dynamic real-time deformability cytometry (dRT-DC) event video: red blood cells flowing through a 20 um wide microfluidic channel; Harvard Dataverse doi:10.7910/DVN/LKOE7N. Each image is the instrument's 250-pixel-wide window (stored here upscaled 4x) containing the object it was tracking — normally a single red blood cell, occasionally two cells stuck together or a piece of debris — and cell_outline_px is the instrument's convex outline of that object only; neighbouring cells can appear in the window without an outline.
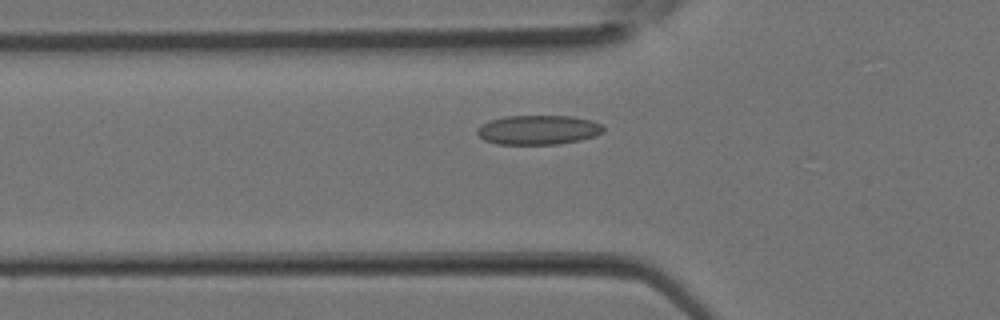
{"species": "Egyptian fruit bat (a non-hibernating species)", "species_latin": "Rousettus aegyptiacus", "temperature_condition": "room temperature", "stored_images_in_passage": 29, "camera_frame_rate_fps": 3000, "um_per_image_px": 0.085, "animal": {"sex": "female"}, "frame": {"image": 1, "passage_image": 8, "time_ms": 2.333, "image_size_px": [1000, 320], "cell_outline_px": [[604, 132], [596, 136], [580, 140], [556, 144], [500, 144], [484, 140], [476, 132], [476, 128], [488, 120], [504, 116], [572, 116], [592, 120], [600, 124], [604, 128]], "centroid_in_image_um": [45.75, 11.03], "position_along_channel_um": 80.1, "area_um2": 21.73}}
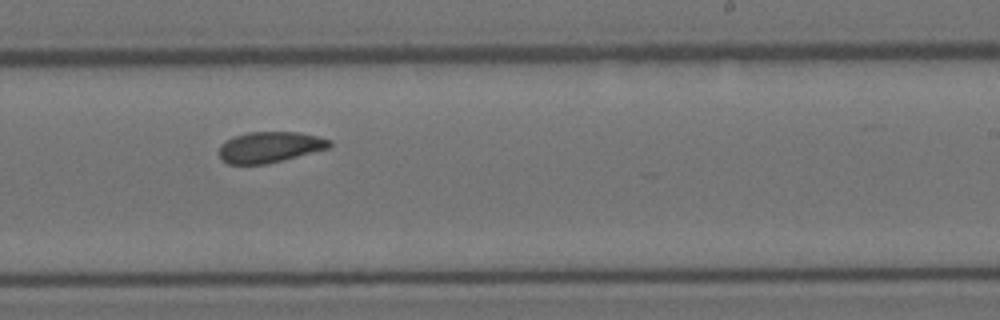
{"frame": {"image": 2, "passage_image": 17, "time_ms": 5.333, "image_size_px": [1000, 320], "cell_outline_px": [[332, 144], [328, 148], [264, 164], [228, 164], [220, 160], [220, 144], [236, 136], [248, 132], [300, 132], [332, 140]], "centroid_in_image_um": [22.91, 12.5], "position_along_channel_um": 266.1, "area_um2": 19.54}}
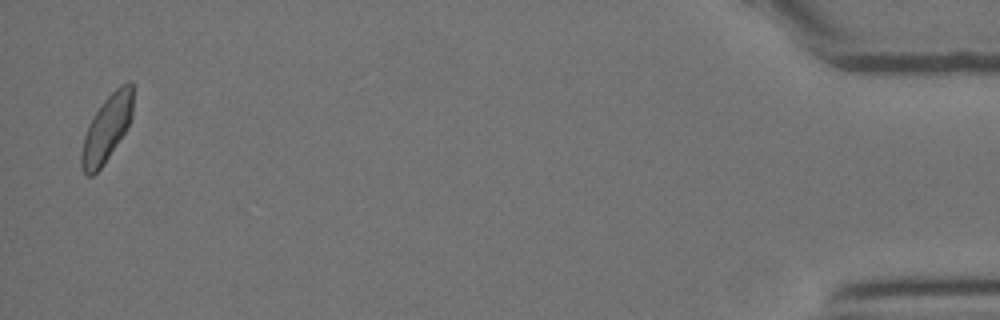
{"frame": {"image": 3, "passage_image": 29, "time_ms": 9.333, "image_size_px": [1000, 320], "cell_outline_px": [[132, 116], [124, 132], [104, 164], [92, 176], [88, 176], [80, 168], [80, 152], [84, 136], [88, 124], [92, 116], [104, 100], [120, 84], [128, 80], [132, 80]], "centroid_in_image_um": [9.04, 10.92], "position_along_channel_um": 426.2, "area_um2": 19.88}}